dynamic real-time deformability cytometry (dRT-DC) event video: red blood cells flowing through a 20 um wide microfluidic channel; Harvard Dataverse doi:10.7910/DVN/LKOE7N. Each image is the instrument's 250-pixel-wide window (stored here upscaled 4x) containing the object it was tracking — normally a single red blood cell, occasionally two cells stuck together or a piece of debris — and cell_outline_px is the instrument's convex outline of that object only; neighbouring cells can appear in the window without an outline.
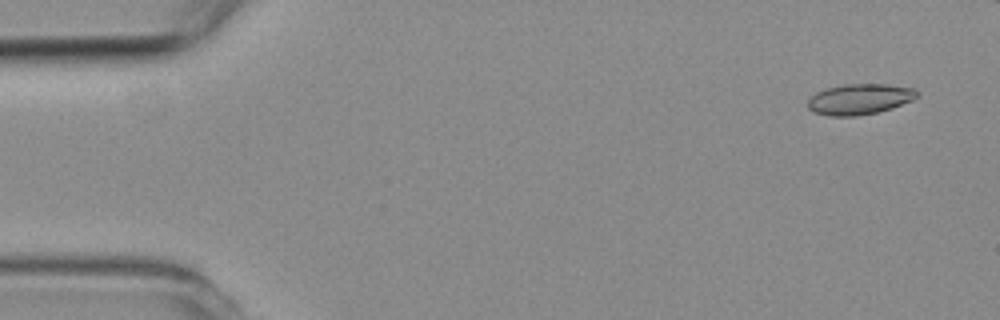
{"species": "common noctule bat (a hibernating species)", "species_latin": "Nyctalus noctula", "temperature_condition": "room temperature", "stored_images_in_passage": 4, "camera_frame_rate_fps": 3000, "um_per_image_px": 0.085, "animal": {"sex": "female", "body_mass_g": 19.3, "forearm_length_mm": 54.1}, "frame": {"image": 1, "passage_image": 1, "time_ms": 0.0, "image_size_px": [1000, 320], "cell_outline_px": [[920, 92], [912, 100], [892, 108], [880, 112], [856, 116], [828, 116], [812, 112], [804, 104], [816, 92], [824, 88], [844, 84], [888, 84], [916, 88]], "centroid_in_image_um": [73.04, 8.43], "position_along_channel_um": 12.0, "area_um2": 19.94}}